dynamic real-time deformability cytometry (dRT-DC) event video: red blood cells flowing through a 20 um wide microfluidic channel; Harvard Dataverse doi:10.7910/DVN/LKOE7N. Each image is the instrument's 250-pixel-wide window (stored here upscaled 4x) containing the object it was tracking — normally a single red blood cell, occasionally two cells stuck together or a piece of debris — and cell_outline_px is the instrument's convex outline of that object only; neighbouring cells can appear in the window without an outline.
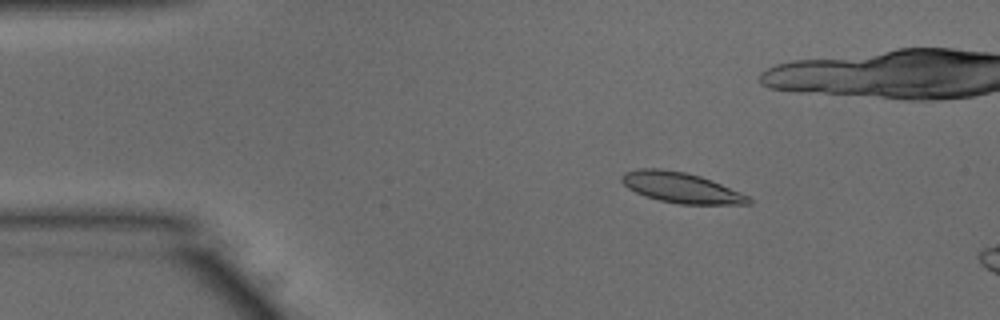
{"species": "common noctule bat (a hibernating species)", "species_latin": "Nyctalus noctula", "temperature_condition": "warm", "stored_images_in_passage": 13, "camera_frame_rate_fps": 3000, "um_per_image_px": 0.085, "animal": {"sex": "male", "body_mass_g": 15.6}, "frame": {"image": 1, "passage_image": 8, "time_ms": 2.333, "image_size_px": [1000, 320], "cell_outline_px": [[752, 204], [680, 204], [660, 200], [644, 196], [628, 188], [620, 180], [620, 176], [624, 172], [640, 168], [660, 168], [684, 172], [700, 176], [712, 180], [740, 192], [748, 196], [752, 200]], "centroid_in_image_um": [57.87, 15.94], "position_along_channel_um": 27.1, "area_um2": 22.48}}